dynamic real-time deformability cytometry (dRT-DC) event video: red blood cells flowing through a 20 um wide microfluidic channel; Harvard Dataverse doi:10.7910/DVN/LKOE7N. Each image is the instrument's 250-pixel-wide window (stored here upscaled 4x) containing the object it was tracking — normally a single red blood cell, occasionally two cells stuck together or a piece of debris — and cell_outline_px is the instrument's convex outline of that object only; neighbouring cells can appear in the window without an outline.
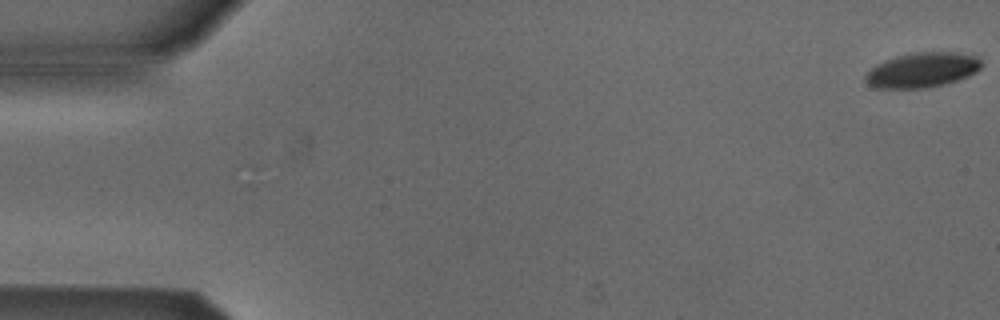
{"species": "Egyptian fruit bat (a non-hibernating species)", "species_latin": "Rousettus aegyptiacus", "temperature_condition": "cold", "stored_images_in_passage": 5, "camera_frame_rate_fps": 3000, "um_per_image_px": 0.085, "animal": {"sex": "male"}, "frame": {"image": 1, "passage_image": 1, "time_ms": 0.0, "image_size_px": [1000, 320], "cell_outline_px": [[980, 68], [976, 72], [968, 76], [944, 84], [924, 88], [876, 88], [868, 84], [864, 80], [864, 76], [876, 64], [884, 60], [908, 52], [956, 52], [976, 56], [980, 60]], "centroid_in_image_um": [78.35, 5.94], "position_along_channel_um": 6.6, "area_um2": 23.58}}